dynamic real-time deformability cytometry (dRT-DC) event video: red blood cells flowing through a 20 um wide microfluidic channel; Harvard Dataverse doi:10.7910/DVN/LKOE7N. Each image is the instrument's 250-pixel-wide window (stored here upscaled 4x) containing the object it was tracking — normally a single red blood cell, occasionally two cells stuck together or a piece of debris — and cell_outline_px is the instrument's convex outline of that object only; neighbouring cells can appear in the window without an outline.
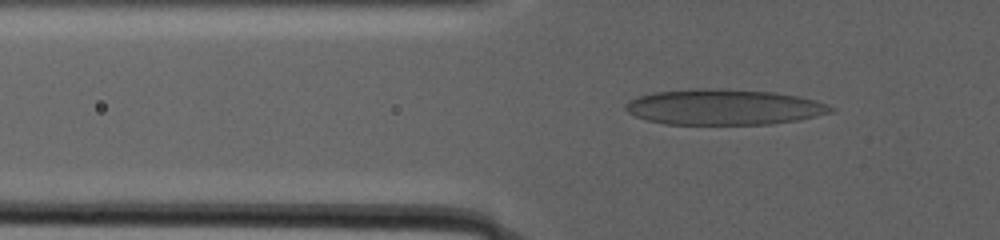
{"species": "human", "species_latin": "Homo sapiens", "temperature_condition": "warm", "stored_images_in_passage": 35, "camera_frame_rate_fps": 3000, "um_per_image_px": 0.085, "donor": {"sex": "male"}, "frame": {"image": 1, "passage_image": 5, "time_ms": 2.333, "image_size_px": [1000, 240], "cell_outline_px": [[836, 108], [832, 112], [800, 120], [772, 124], [664, 124], [648, 120], [636, 116], [628, 112], [624, 108], [624, 104], [640, 96], [656, 92], [700, 88], [704, 88], [776, 92], [816, 100]], "centroid_in_image_um": [61.56, 9.11], "position_along_channel_um": 64.2, "area_um2": 42.37}}
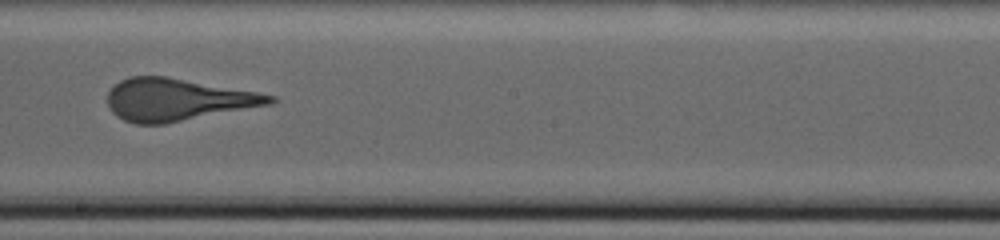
{"frame": {"image": 2, "passage_image": 17, "time_ms": 10.667, "image_size_px": [1000, 240], "cell_outline_px": [[276, 100], [272, 104], [164, 124], [136, 124], [124, 120], [116, 116], [108, 108], [108, 92], [120, 80], [128, 76], [164, 76], [256, 92], [276, 96]], "centroid_in_image_um": [15.04, 8.48], "position_along_channel_um": 233.2, "area_um2": 39.71}}
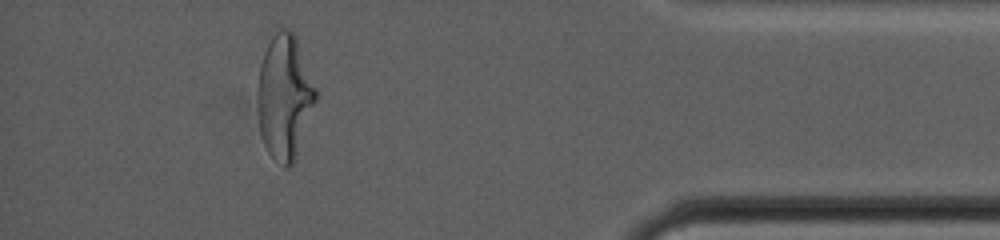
{"frame": {"image": 3, "passage_image": 31, "time_ms": 20.333, "image_size_px": [1000, 240], "cell_outline_px": [[316, 100], [292, 164], [288, 168], [284, 168], [268, 152], [264, 144], [260, 132], [256, 100], [256, 92], [260, 64], [264, 52], [272, 36], [280, 28], [288, 28], [296, 36], [316, 88]], "centroid_in_image_um": [24.15, 8.2], "position_along_channel_um": 411.1, "area_um2": 41.91}}